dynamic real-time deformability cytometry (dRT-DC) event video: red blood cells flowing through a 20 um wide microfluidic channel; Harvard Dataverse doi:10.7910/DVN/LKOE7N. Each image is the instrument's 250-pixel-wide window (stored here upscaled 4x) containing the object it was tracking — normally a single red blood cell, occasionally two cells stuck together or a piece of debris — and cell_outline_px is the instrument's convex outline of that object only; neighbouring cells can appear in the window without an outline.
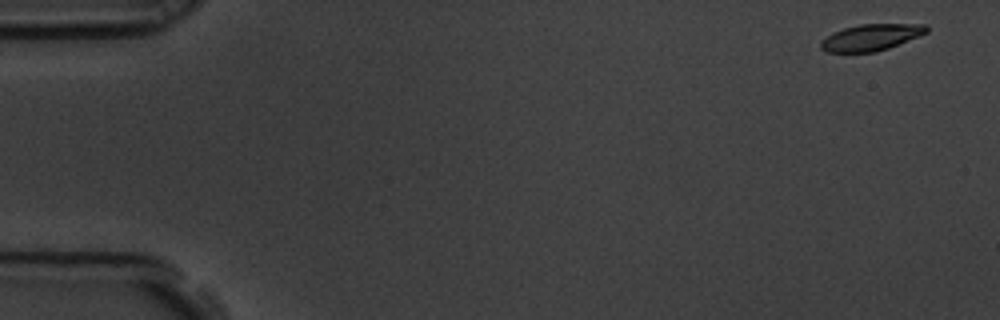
{"species": "common noctule bat (a hibernating species)", "species_latin": "Nyctalus noctula", "temperature_condition": "room temperature", "stored_images_in_passage": 6, "camera_frame_rate_fps": 3000, "um_per_image_px": 0.085, "animal": {"sex": "male", "body_mass_g": 19.5, "forearm_length_mm": 54.6}, "frame": {"image": 1, "passage_image": 1, "time_ms": 0.0, "image_size_px": [1000, 320], "cell_outline_px": [[928, 32], [888, 48], [876, 52], [828, 52], [820, 48], [820, 40], [832, 32], [844, 28], [860, 24], [924, 24], [928, 28]], "centroid_in_image_um": [73.99, 3.17], "position_along_channel_um": 11.0, "area_um2": 16.24}}